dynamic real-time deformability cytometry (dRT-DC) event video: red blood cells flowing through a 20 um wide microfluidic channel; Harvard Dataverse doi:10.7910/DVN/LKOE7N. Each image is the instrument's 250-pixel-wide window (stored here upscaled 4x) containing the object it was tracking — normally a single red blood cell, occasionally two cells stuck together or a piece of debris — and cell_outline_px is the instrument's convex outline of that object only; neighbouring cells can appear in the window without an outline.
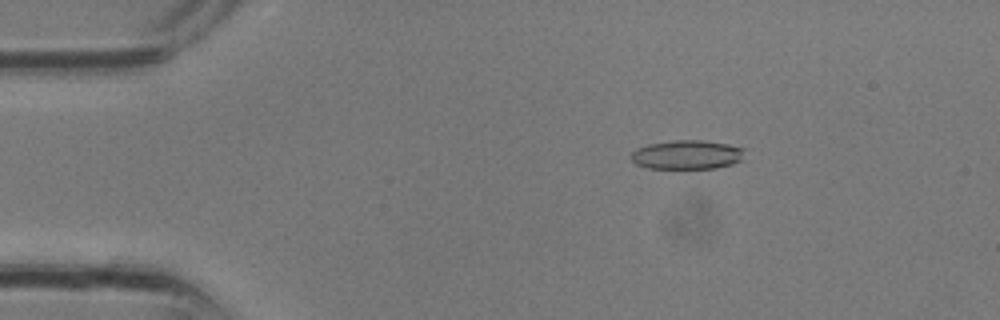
{"species": "common noctule bat (a hibernating species)", "species_latin": "Nyctalus noctula", "temperature_condition": "room temperature", "stored_images_in_passage": 14, "camera_frame_rate_fps": 3000, "um_per_image_px": 0.085, "animal": {"sex": "male", "body_mass_g": 13.3}, "frame": {"image": 1, "passage_image": 6, "time_ms": 1.667, "image_size_px": [1000, 320], "cell_outline_px": [[744, 148], [740, 160], [732, 164], [716, 168], [648, 168], [636, 164], [628, 156], [636, 148], [648, 144], [676, 140], [700, 140], [728, 144]], "centroid_in_image_um": [58.34, 13.15], "position_along_channel_um": 26.7, "area_um2": 19.13}}
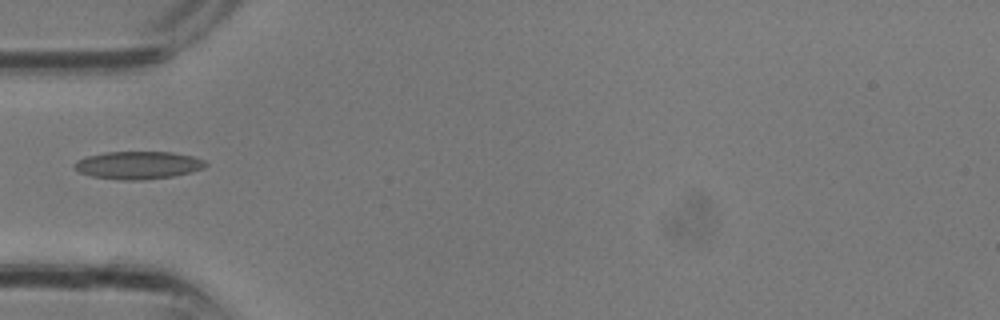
{"frame": {"image": 2, "passage_image": 11, "time_ms": 3.333, "image_size_px": [1000, 320], "cell_outline_px": [[208, 164], [204, 168], [192, 172], [172, 176], [136, 180], [124, 180], [92, 176], [80, 172], [72, 164], [76, 160], [88, 156], [108, 152], [172, 152], [192, 156], [204, 160]], "centroid_in_image_um": [11.76, 14.03], "position_along_channel_um": 73.2, "area_um2": 20.98}}
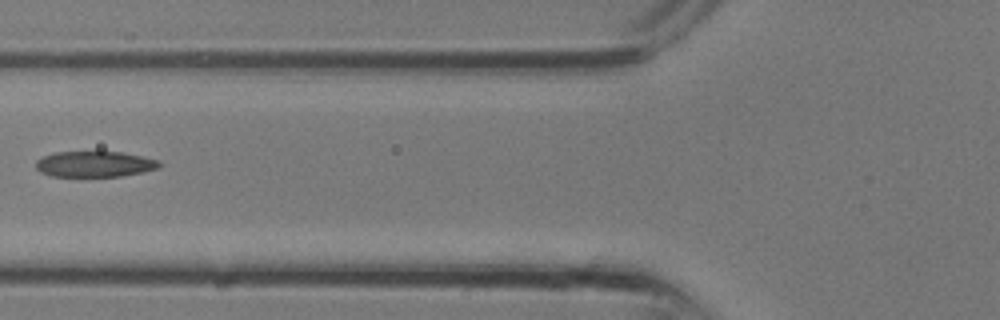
{"frame": {"image": 3, "passage_image": 13, "time_ms": 4.0, "image_size_px": [1000, 320], "cell_outline_px": [[160, 168], [120, 176], [52, 176], [40, 172], [36, 168], [36, 160], [44, 156], [56, 152], [124, 152], [160, 160]], "centroid_in_image_um": [8.06, 13.94], "position_along_channel_um": 117.7, "area_um2": 18.44}}